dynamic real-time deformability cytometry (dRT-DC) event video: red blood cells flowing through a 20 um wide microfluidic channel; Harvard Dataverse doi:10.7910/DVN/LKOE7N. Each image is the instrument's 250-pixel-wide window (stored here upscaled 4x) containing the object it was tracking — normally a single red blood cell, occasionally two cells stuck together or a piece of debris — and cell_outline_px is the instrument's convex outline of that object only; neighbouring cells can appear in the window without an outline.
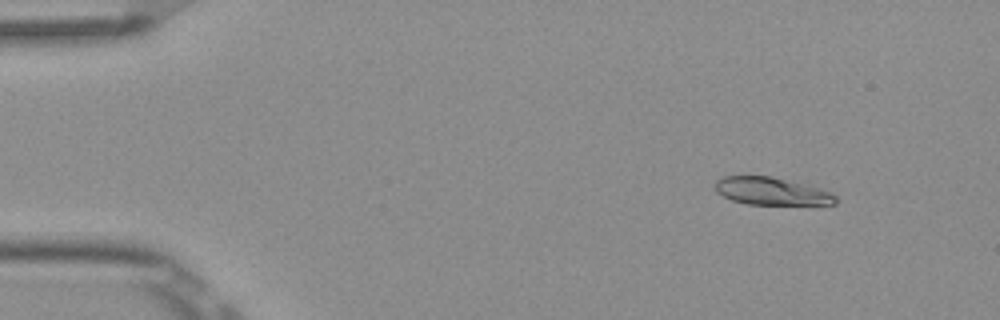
{"species": "Egyptian fruit bat (a non-hibernating species)", "species_latin": "Rousettus aegyptiacus", "temperature_condition": "room temperature", "stored_images_in_passage": 6, "camera_frame_rate_fps": 3000, "um_per_image_px": 0.085, "frame": {"image": 1, "passage_image": 2, "time_ms": 0.333, "image_size_px": [1000, 320], "cell_outline_px": [[836, 204], [748, 204], [732, 200], [716, 192], [712, 184], [716, 180], [724, 176], [772, 176], [820, 188], [832, 192], [836, 196]], "centroid_in_image_um": [65.54, 16.24], "position_along_channel_um": 19.5, "area_um2": 19.36}}
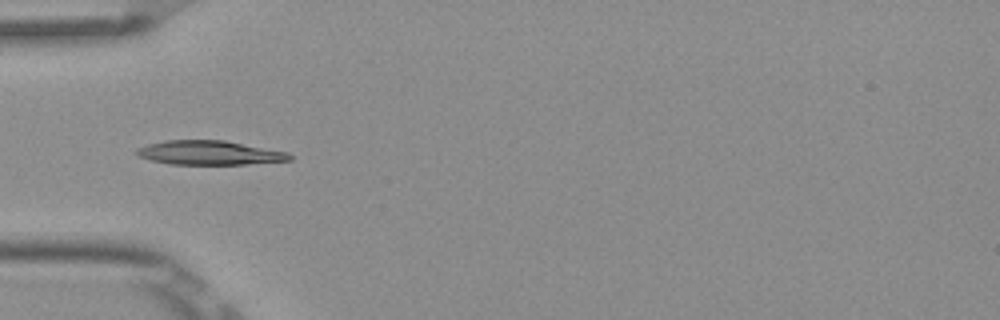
{"frame": {"image": 2, "passage_image": 5, "time_ms": 1.333, "image_size_px": [1000, 320], "cell_outline_px": [[292, 160], [244, 164], [168, 164], [136, 156], [132, 152], [136, 148], [148, 144], [168, 140], [224, 140], [288, 152], [292, 156]], "centroid_in_image_um": [17.75, 12.98], "position_along_channel_um": 67.3, "area_um2": 21.56}}
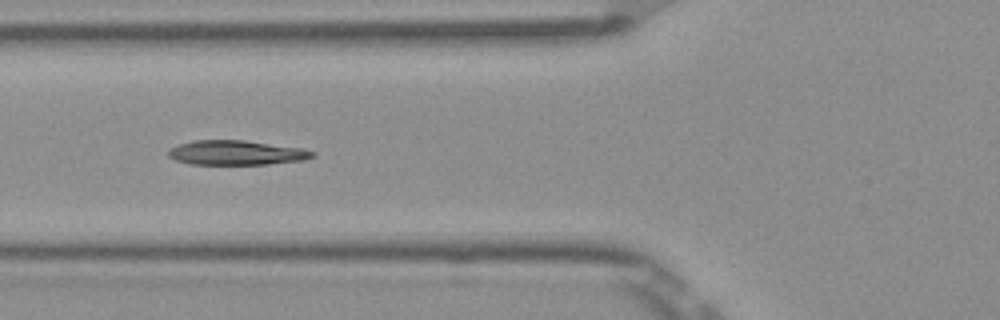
{"frame": {"image": 3, "passage_image": 6, "time_ms": 1.667, "image_size_px": [1000, 320], "cell_outline_px": [[316, 156], [304, 160], [268, 164], [188, 164], [176, 160], [168, 156], [168, 152], [172, 148], [180, 144], [192, 140], [244, 140], [304, 148], [316, 152]], "centroid_in_image_um": [20.14, 12.98], "position_along_channel_um": 105.7, "area_um2": 20.69}}